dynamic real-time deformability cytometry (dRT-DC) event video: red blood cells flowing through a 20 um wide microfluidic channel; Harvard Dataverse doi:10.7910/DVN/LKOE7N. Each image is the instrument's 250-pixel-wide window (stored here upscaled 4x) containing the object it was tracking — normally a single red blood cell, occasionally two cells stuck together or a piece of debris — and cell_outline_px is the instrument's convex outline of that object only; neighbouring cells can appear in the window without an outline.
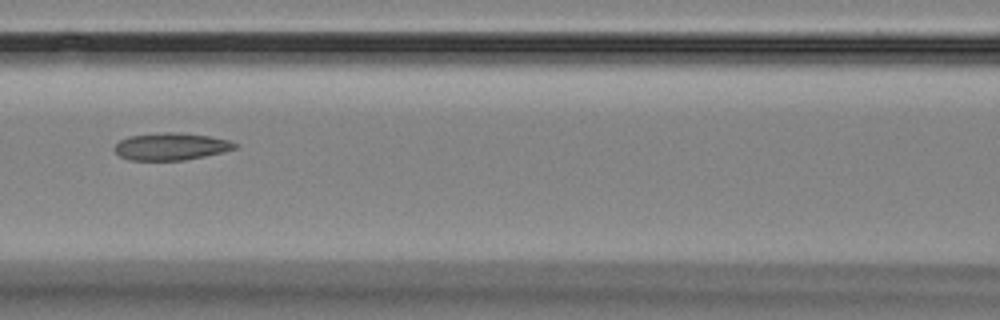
{"species": "Egyptian fruit bat (a non-hibernating species)", "species_latin": "Rousettus aegyptiacus", "temperature_condition": "room temperature", "stored_images_in_passage": 16, "camera_frame_rate_fps": 3000, "um_per_image_px": 0.085, "animal": {"sex": "female"}, "frame": {"image": 1, "passage_image": 8, "time_ms": 8.0, "image_size_px": [1000, 320], "cell_outline_px": [[240, 148], [224, 152], [184, 160], [128, 160], [120, 156], [112, 148], [120, 140], [128, 136], [164, 132], [176, 132], [208, 136], [228, 140], [240, 144]], "centroid_in_image_um": [14.56, 12.45], "position_along_channel_um": 152.0, "area_um2": 19.25}}
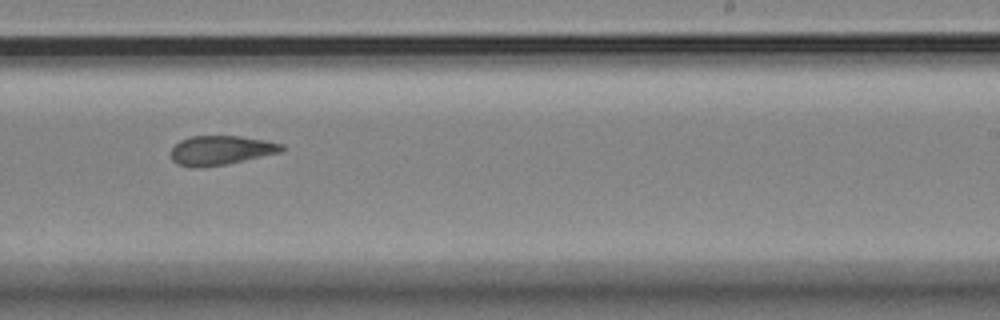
{"frame": {"image": 2, "passage_image": 11, "time_ms": 11.333, "image_size_px": [1000, 320], "cell_outline_px": [[284, 148], [280, 152], [244, 160], [224, 164], [200, 168], [192, 168], [176, 164], [172, 160], [172, 148], [180, 140], [192, 136], [240, 136], [264, 140], [284, 144]], "centroid_in_image_um": [18.74, 12.78], "position_along_channel_um": 270.3, "area_um2": 18.79}}
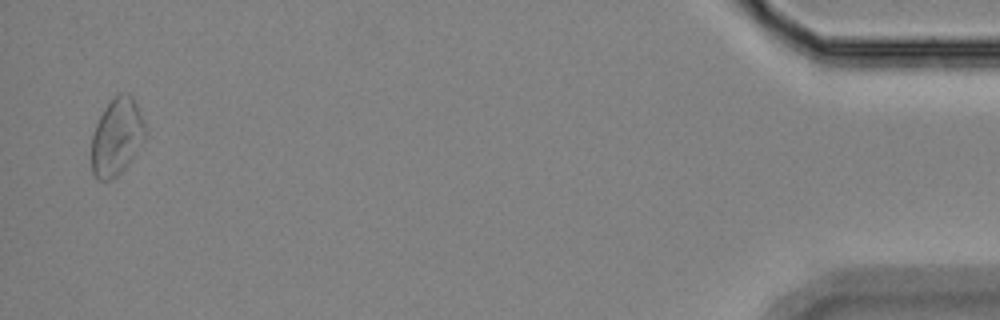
{"frame": {"image": 3, "passage_image": 16, "time_ms": 18.0, "image_size_px": [1000, 320], "cell_outline_px": [[148, 132], [144, 140], [128, 164], [116, 176], [108, 180], [96, 180], [92, 176], [92, 136], [96, 124], [104, 108], [120, 92], [128, 92], [132, 96], [148, 128]], "centroid_in_image_um": [9.94, 11.63], "position_along_channel_um": 425.3, "area_um2": 24.28}, "authors_computed_cell_mechanics": {"area_um2": 20.2011, "velocity_mm_per_s": 3.5676, "shape_relaxation_time_tau1_ms": null, "shape_relaxation_time_tau2_ms": 2.4454, "deformation_change_tau1": null, "deformation_change_tau2": 0.103}}